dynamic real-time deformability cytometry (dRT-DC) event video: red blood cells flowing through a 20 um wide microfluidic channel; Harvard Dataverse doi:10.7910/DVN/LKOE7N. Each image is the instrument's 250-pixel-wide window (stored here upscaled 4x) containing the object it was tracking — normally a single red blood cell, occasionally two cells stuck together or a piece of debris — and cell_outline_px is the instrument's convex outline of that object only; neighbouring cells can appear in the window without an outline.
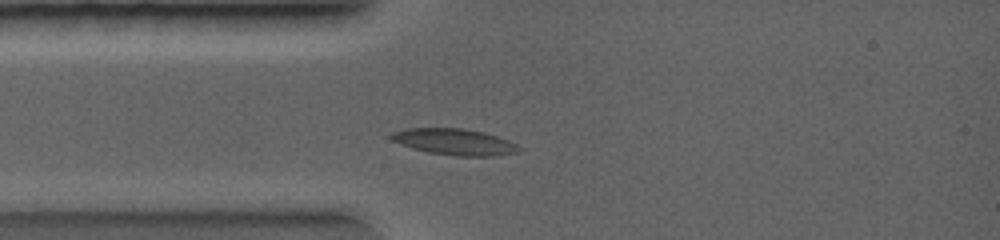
{"species": "common noctule bat (a hibernating species)", "species_latin": "Nyctalus noctula", "temperature_condition": "warm", "stored_images_in_passage": 3, "camera_frame_rate_fps": 5000, "um_per_image_px": 0.085, "animal": {"sex": "female", "body_mass_g": 19.0, "forearm_length_mm": 56.7}, "frame": {"image": 1, "passage_image": 3, "time_ms": 1.4, "image_size_px": [1000, 240], "cell_outline_px": [[520, 148], [516, 152], [492, 156], [456, 156], [428, 152], [412, 148], [400, 144], [392, 140], [388, 136], [392, 132], [408, 128], [464, 128], [484, 132], [508, 140], [516, 144]], "centroid_in_image_um": [38.59, 12.05], "position_along_channel_um": 46.4, "area_um2": 19.48}}